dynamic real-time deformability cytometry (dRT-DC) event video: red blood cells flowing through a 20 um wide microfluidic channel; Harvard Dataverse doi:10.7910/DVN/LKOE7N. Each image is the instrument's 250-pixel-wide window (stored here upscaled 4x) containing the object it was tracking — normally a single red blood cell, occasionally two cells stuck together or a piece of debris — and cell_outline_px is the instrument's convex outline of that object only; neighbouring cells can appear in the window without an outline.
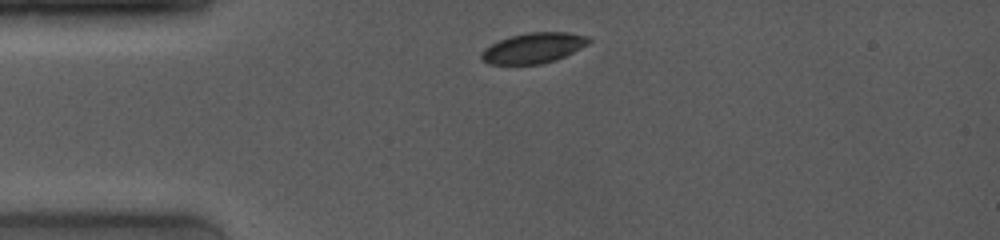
{"species": "common noctule bat (a hibernating species)", "species_latin": "Nyctalus noctula", "temperature_condition": "room temperature", "stored_images_in_passage": 25, "camera_frame_rate_fps": 4000, "um_per_image_px": 0.085, "animal": {"sex": "female", "body_mass_g": 19.0, "forearm_length_mm": 53.3}, "frame": {"image": 1, "passage_image": 1, "time_ms": 0.0, "image_size_px": [1000, 240], "cell_outline_px": [[592, 40], [588, 44], [556, 60], [540, 64], [488, 64], [480, 56], [484, 48], [508, 36], [528, 32], [568, 32], [588, 36]], "centroid_in_image_um": [45.35, 4.07], "position_along_channel_um": 39.6, "area_um2": 18.96}}
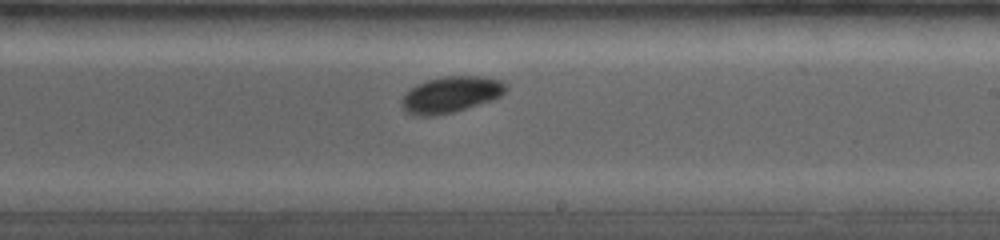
{"frame": {"image": 2, "passage_image": 19, "time_ms": 6.0, "image_size_px": [1000, 240], "cell_outline_px": [[508, 88], [500, 96], [492, 100], [452, 112], [436, 116], [416, 116], [404, 112], [400, 104], [400, 100], [416, 84], [424, 80], [444, 76], [484, 76], [504, 80], [508, 84]], "centroid_in_image_um": [38.32, 8.03], "position_along_channel_um": 250.7, "area_um2": 22.31}}
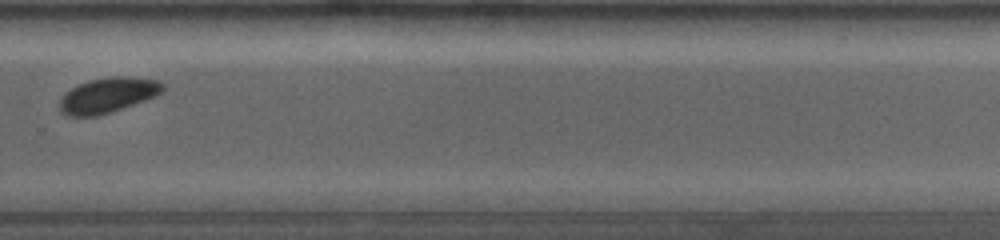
{"frame": {"image": 3, "passage_image": 24, "time_ms": 7.75, "image_size_px": [1000, 240], "cell_outline_px": [[164, 88], [156, 96], [96, 116], [68, 116], [60, 112], [60, 100], [64, 92], [88, 80], [108, 76], [128, 76], [156, 80], [164, 84]], "centroid_in_image_um": [9.13, 8.07], "position_along_channel_um": 320.7, "area_um2": 20.87}}